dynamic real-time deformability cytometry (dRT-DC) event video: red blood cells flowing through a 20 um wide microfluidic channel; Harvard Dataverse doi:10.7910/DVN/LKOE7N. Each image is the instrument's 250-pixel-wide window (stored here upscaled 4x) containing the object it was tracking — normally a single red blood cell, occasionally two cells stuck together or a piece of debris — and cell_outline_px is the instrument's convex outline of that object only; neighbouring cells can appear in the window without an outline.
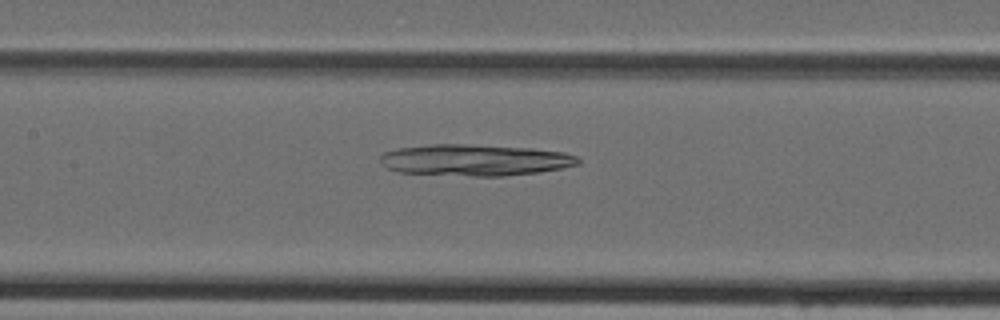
{"species": "Egyptian fruit bat (a non-hibernating species)", "species_latin": "Rousettus aegyptiacus", "temperature_condition": "cold", "stored_images_in_passage": 33, "camera_frame_rate_fps": 3000, "um_per_image_px": 0.085, "animal": {"sex": "female"}, "frame": {"image": 1, "passage_image": 14, "time_ms": 4.333, "image_size_px": [1000, 320], "cell_outline_px": [[580, 164], [540, 172], [504, 176], [472, 176], [396, 172], [380, 164], [380, 156], [384, 152], [400, 148], [432, 144], [464, 144], [532, 148], [564, 152], [576, 156], [580, 160]], "centroid_in_image_um": [40.36, 13.61], "position_along_channel_um": 167.0, "area_um2": 36.3}}
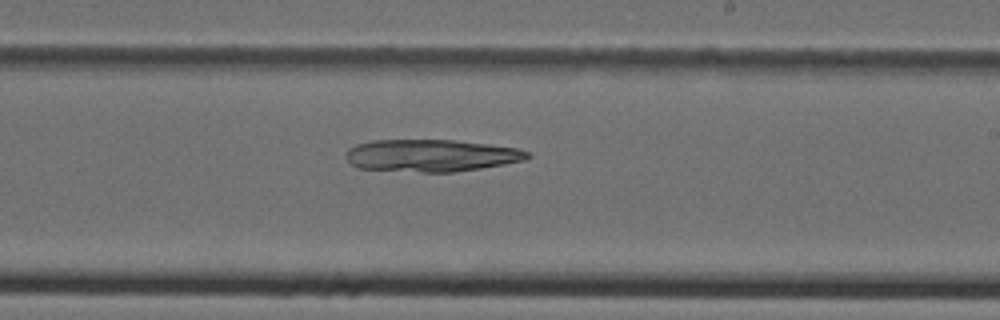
{"frame": {"image": 2, "passage_image": 20, "time_ms": 6.333, "image_size_px": [1000, 320], "cell_outline_px": [[532, 156], [524, 160], [504, 164], [480, 168], [452, 172], [420, 172], [360, 168], [352, 164], [344, 156], [348, 148], [356, 144], [372, 140], [456, 140], [488, 144], [516, 148], [528, 152]], "centroid_in_image_um": [36.63, 13.21], "position_along_channel_um": 252.4, "area_um2": 33.99}}
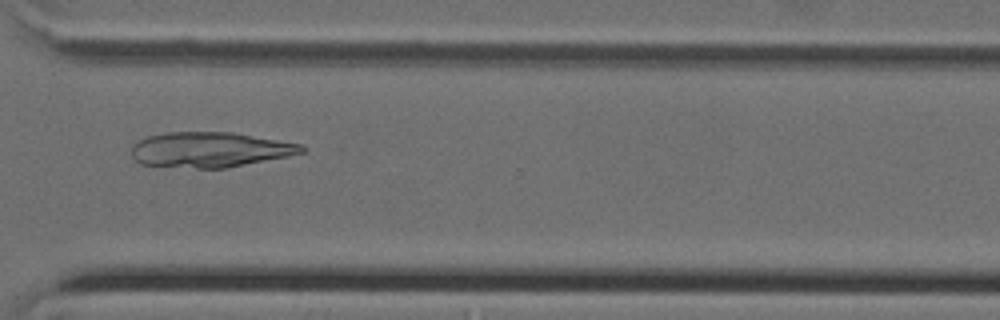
{"frame": {"image": 3, "passage_image": 27, "time_ms": 8.667, "image_size_px": [1000, 320], "cell_outline_px": [[304, 152], [288, 156], [228, 168], [196, 168], [140, 164], [132, 156], [132, 148], [140, 140], [148, 136], [168, 132], [232, 132], [300, 144], [304, 148]], "centroid_in_image_um": [17.85, 12.73], "position_along_channel_um": 352.8, "area_um2": 34.56}}